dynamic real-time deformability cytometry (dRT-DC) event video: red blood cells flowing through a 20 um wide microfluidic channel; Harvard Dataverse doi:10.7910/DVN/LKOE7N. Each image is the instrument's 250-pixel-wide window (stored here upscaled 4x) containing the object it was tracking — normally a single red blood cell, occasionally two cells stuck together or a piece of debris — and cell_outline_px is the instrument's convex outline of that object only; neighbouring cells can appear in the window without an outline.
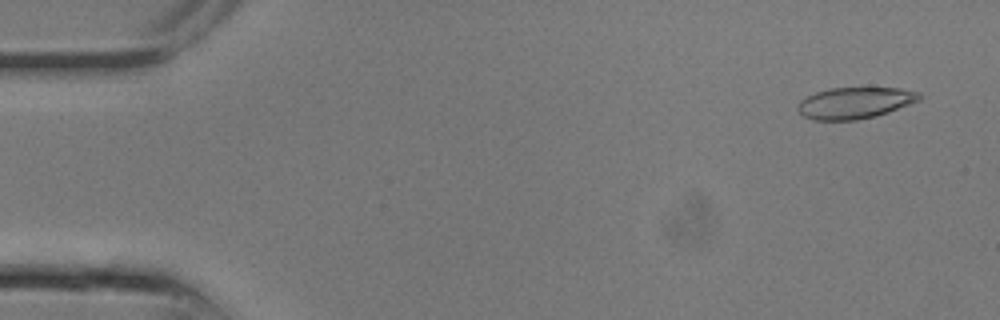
{"species": "common noctule bat (a hibernating species)", "species_latin": "Nyctalus noctula", "temperature_condition": "room temperature", "stored_images_in_passage": 24, "camera_frame_rate_fps": 3000, "um_per_image_px": 0.085, "animal": {"sex": "male", "body_mass_g": 13.3}, "frame": {"image": 1, "passage_image": 1, "time_ms": 0.0, "image_size_px": [1000, 320], "cell_outline_px": [[924, 96], [920, 100], [888, 112], [876, 116], [856, 120], [812, 120], [804, 116], [796, 108], [800, 100], [816, 92], [828, 88], [900, 88], [920, 92]], "centroid_in_image_um": [72.68, 8.74], "position_along_channel_um": 12.3, "area_um2": 22.31}}
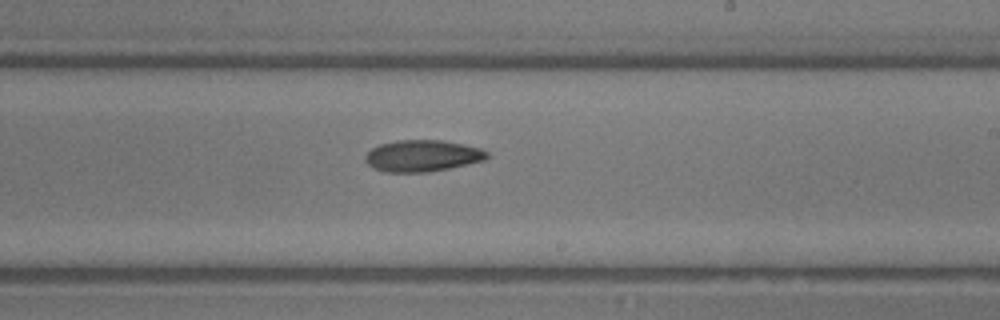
{"frame": {"image": 2, "passage_image": 14, "time_ms": 4.333, "image_size_px": [1000, 320], "cell_outline_px": [[488, 156], [484, 160], [468, 164], [428, 172], [384, 172], [372, 168], [364, 160], [364, 156], [372, 148], [380, 144], [396, 140], [440, 140], [464, 144], [480, 148], [488, 152]], "centroid_in_image_um": [35.87, 13.24], "position_along_channel_um": 253.1, "area_um2": 22.43}}
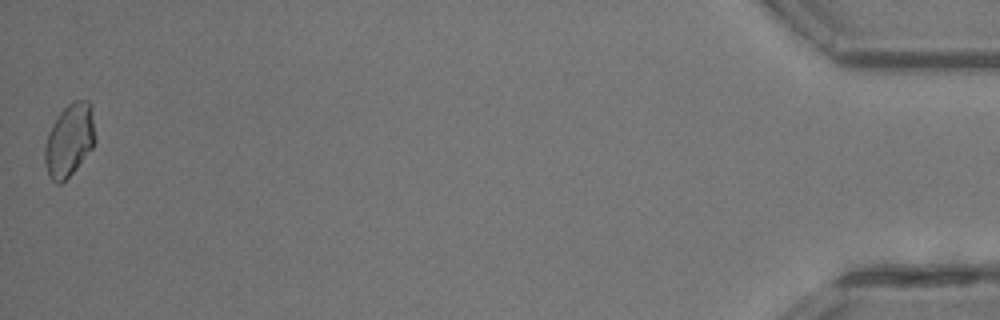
{"frame": {"image": 3, "passage_image": 24, "time_ms": 7.667, "image_size_px": [1000, 320], "cell_outline_px": [[96, 140], [92, 148], [76, 168], [60, 184], [56, 184], [48, 176], [44, 160], [44, 148], [48, 132], [60, 112], [68, 104], [76, 100], [88, 100], [92, 104]], "centroid_in_image_um": [5.9, 11.9], "position_along_channel_um": 429.3, "area_um2": 21.44}}